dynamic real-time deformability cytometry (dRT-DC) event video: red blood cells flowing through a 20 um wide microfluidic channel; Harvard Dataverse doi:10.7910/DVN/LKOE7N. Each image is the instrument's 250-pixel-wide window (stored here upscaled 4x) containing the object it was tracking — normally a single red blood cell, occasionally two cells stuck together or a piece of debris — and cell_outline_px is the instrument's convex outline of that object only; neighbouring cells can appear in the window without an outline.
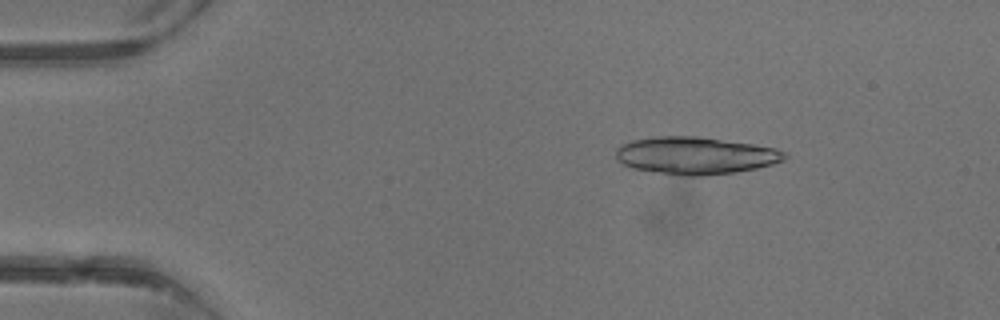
{"species": "common noctule bat (a hibernating species)", "species_latin": "Nyctalus noctula", "temperature_condition": "warm", "stored_images_in_passage": 3, "camera_frame_rate_fps": 3000, "um_per_image_px": 0.085, "animal": {"sex": "male", "body_mass_g": 13.3}, "frame": {"image": 1, "passage_image": 2, "time_ms": 1.333, "image_size_px": [1000, 320], "cell_outline_px": [[788, 156], [784, 160], [772, 164], [756, 168], [736, 172], [708, 176], [680, 176], [632, 168], [624, 164], [616, 156], [616, 148], [632, 140], [656, 136], [696, 136], [752, 144], [776, 148], [788, 152]], "centroid_in_image_um": [59.15, 13.23], "position_along_channel_um": 25.9, "area_um2": 36.82}}